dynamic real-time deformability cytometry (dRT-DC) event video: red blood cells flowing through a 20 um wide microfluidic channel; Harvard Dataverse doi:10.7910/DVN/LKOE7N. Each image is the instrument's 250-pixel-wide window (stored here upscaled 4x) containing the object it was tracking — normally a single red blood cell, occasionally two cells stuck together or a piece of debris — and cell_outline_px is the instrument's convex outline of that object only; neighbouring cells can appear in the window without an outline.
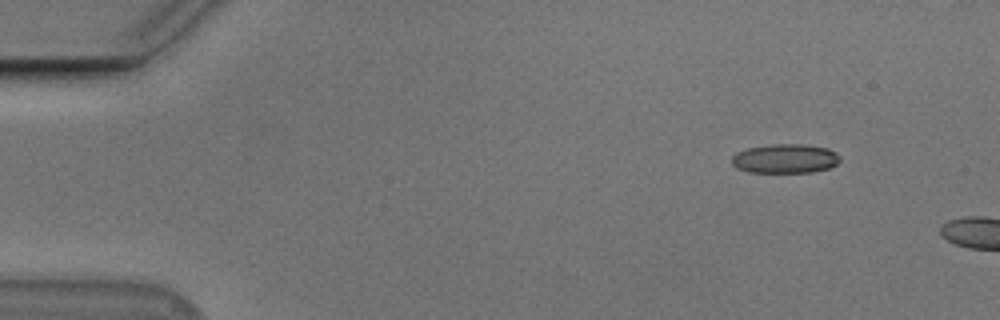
{"species": "Egyptian fruit bat (a non-hibernating species)", "species_latin": "Rousettus aegyptiacus", "temperature_condition": "cold", "stored_images_in_passage": 5, "camera_frame_rate_fps": 3000, "um_per_image_px": 0.085, "animal": {"sex": "male"}, "frame": {"image": 1, "passage_image": 2, "time_ms": 1.0, "image_size_px": [1000, 320], "cell_outline_px": [[840, 160], [836, 164], [828, 168], [812, 172], [748, 172], [736, 168], [732, 164], [732, 156], [736, 152], [748, 148], [768, 144], [800, 144], [828, 148], [836, 152], [840, 156]], "centroid_in_image_um": [66.72, 13.48], "position_along_channel_um": 18.3, "area_um2": 18.5}}